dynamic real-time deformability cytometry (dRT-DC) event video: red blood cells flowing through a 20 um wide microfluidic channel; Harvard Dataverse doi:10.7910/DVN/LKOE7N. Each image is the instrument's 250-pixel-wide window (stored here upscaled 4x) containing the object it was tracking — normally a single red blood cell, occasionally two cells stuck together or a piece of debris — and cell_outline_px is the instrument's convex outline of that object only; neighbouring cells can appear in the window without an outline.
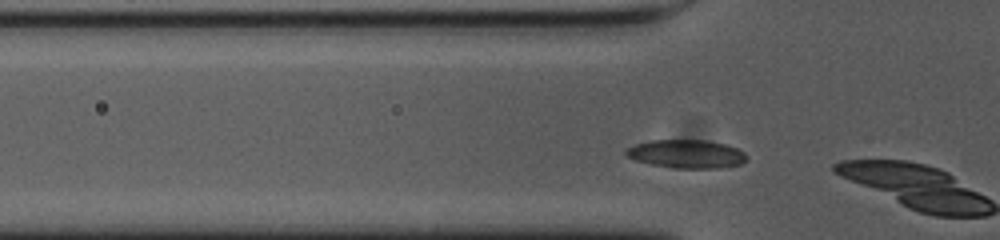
{"species": "common noctule bat (a hibernating species)", "species_latin": "Nyctalus noctula", "temperature_condition": "cold", "stored_images_in_passage": 3, "camera_frame_rate_fps": 3000, "um_per_image_px": 0.085, "animal": {"sex": "female", "body_mass_g": 23.0, "forearm_length_mm": 53.4}, "frame": {"image": 1, "passage_image": 2, "time_ms": 0.333, "image_size_px": [1000, 240], "cell_outline_px": [[748, 156], [740, 164], [720, 168], [676, 168], [652, 164], [636, 160], [628, 156], [624, 152], [628, 148], [636, 144], [652, 140], [708, 140], [724, 144], [736, 148], [744, 152]], "centroid_in_image_um": [58.37, 13.08], "position_along_channel_um": 67.4, "area_um2": 19.71}}